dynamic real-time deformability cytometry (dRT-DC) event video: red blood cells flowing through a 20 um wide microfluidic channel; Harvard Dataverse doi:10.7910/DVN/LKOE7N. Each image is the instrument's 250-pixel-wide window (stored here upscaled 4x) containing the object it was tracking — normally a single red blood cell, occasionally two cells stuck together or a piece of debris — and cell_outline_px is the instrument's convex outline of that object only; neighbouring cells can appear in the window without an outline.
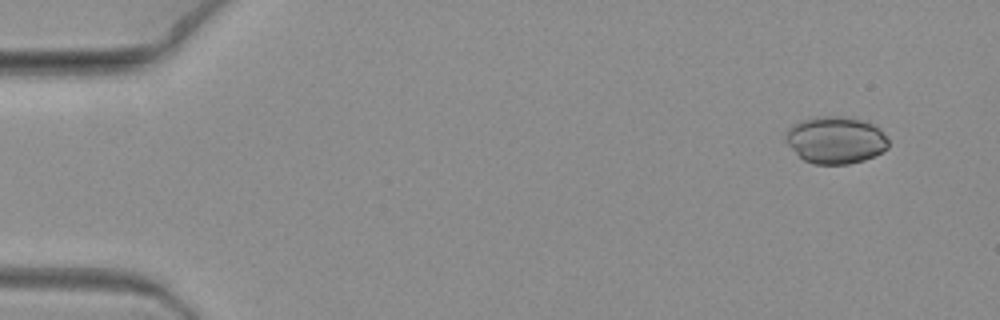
{"species": "common noctule bat (a hibernating species)", "species_latin": "Nyctalus noctula", "temperature_condition": "warm", "stored_images_in_passage": 7, "camera_frame_rate_fps": 3000, "um_per_image_px": 0.085, "animal": {"sex": "female", "body_mass_g": 19.3, "forearm_length_mm": 54.1}, "frame": {"image": 1, "passage_image": 1, "time_ms": 0.0, "image_size_px": [1000, 320], "cell_outline_px": [[888, 148], [864, 160], [848, 164], [816, 164], [804, 160], [784, 140], [784, 136], [788, 128], [792, 124], [816, 116], [844, 116], [860, 120], [872, 124], [880, 128], [888, 140]], "centroid_in_image_um": [71.01, 11.89], "position_along_channel_um": 14.0, "area_um2": 28.09}}
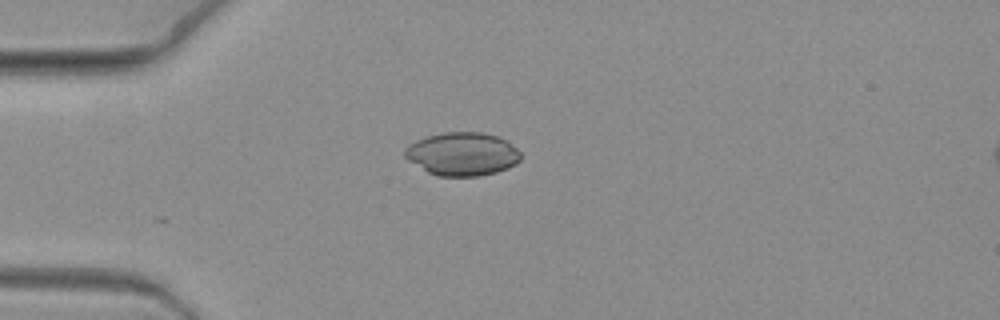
{"frame": {"image": 2, "passage_image": 5, "time_ms": 1.333, "image_size_px": [1000, 320], "cell_outline_px": [[520, 160], [516, 164], [508, 168], [496, 172], [476, 176], [440, 176], [428, 172], [408, 160], [404, 156], [404, 148], [408, 144], [416, 140], [428, 136], [444, 132], [484, 132], [508, 140], [520, 152]], "centroid_in_image_um": [39.3, 13.08], "position_along_channel_um": 45.7, "area_um2": 29.3}}
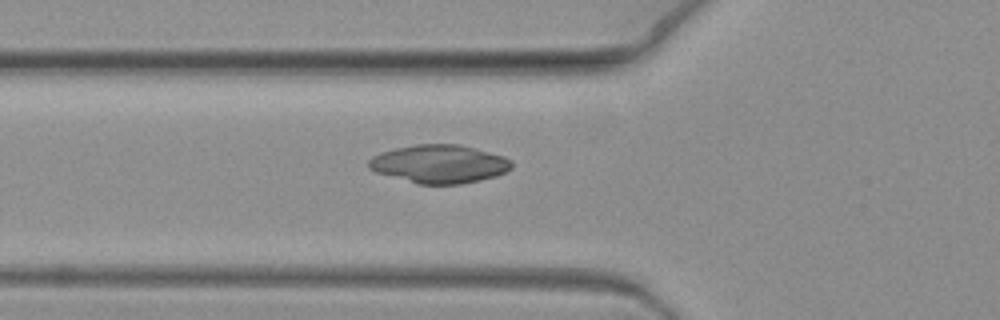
{"frame": {"image": 3, "passage_image": 7, "time_ms": 2.0, "image_size_px": [1000, 320], "cell_outline_px": [[512, 168], [496, 176], [480, 180], [460, 184], [416, 184], [376, 172], [368, 168], [368, 160], [372, 156], [380, 152], [396, 148], [416, 144], [460, 144], [504, 156], [512, 160]], "centroid_in_image_um": [37.33, 13.93], "position_along_channel_um": 88.5, "area_um2": 32.02}}